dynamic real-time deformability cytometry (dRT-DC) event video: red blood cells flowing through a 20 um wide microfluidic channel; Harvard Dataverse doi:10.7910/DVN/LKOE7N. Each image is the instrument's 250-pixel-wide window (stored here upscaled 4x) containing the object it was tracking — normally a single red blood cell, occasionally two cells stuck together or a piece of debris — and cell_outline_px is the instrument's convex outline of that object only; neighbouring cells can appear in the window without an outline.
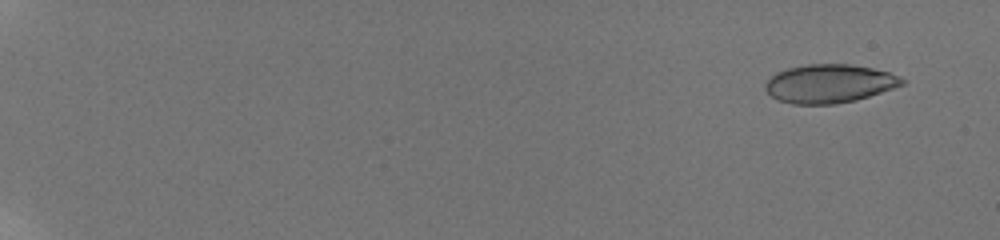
{"species": "human", "species_latin": "Homo sapiens", "temperature_condition": "room temperature", "stored_images_in_passage": 6, "camera_frame_rate_fps": 3000, "um_per_image_px": 0.085, "donor": {"sex": "male"}, "frame": {"image": 1, "passage_image": 2, "time_ms": 1.333, "image_size_px": [1000, 240], "cell_outline_px": [[904, 84], [856, 100], [832, 104], [792, 104], [780, 100], [772, 96], [764, 88], [764, 84], [776, 72], [788, 68], [808, 64], [852, 64], [872, 68], [888, 72], [900, 76], [904, 80]], "centroid_in_image_um": [70.48, 7.1], "position_along_channel_um": 14.5, "area_um2": 30.46}}
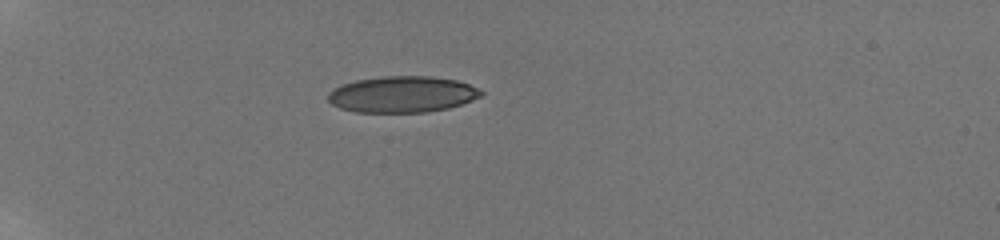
{"frame": {"image": 2, "passage_image": 6, "time_ms": 6.667, "image_size_px": [1000, 240], "cell_outline_px": [[484, 92], [480, 96], [472, 100], [448, 108], [424, 112], [356, 112], [340, 108], [332, 104], [328, 100], [328, 92], [332, 88], [340, 84], [356, 80], [380, 76], [432, 76], [456, 80], [468, 84]], "centroid_in_image_um": [34.14, 8.01], "position_along_channel_um": 50.9, "area_um2": 32.37}}